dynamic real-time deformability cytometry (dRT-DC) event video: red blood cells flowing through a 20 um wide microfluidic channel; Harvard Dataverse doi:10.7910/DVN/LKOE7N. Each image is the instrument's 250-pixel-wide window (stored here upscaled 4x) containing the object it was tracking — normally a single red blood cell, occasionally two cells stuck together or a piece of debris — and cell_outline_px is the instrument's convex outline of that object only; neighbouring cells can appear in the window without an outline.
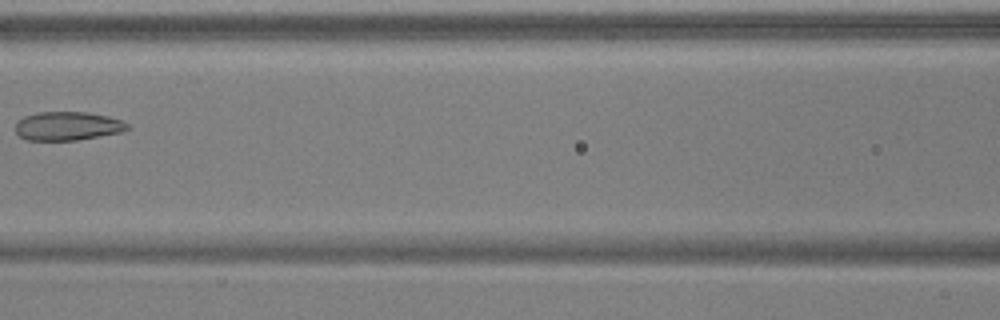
{"species": "common noctule bat (a hibernating species)", "species_latin": "Nyctalus noctula", "temperature_condition": "warm", "stored_images_in_passage": 8, "camera_frame_rate_fps": 3000, "um_per_image_px": 0.085, "animal": {"sex": "male", "body_mass_g": 17.9, "forearm_length_mm": 54.2}, "frame": {"image": 1, "passage_image": 7, "time_ms": 2.0, "image_size_px": [1000, 320], "cell_outline_px": [[128, 128], [120, 132], [76, 140], [24, 140], [16, 132], [16, 124], [24, 116], [36, 112], [88, 112], [108, 116], [120, 120], [128, 124]], "centroid_in_image_um": [5.71, 10.71], "position_along_channel_um": 160.9, "area_um2": 18.55}}
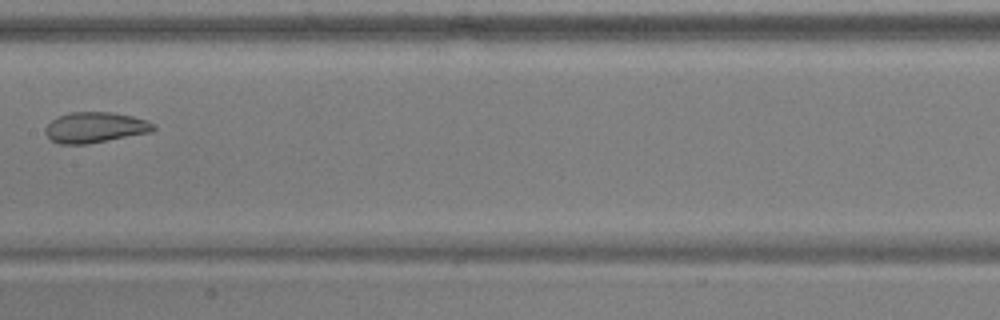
{"frame": {"image": 2, "passage_image": 8, "time_ms": 2.333, "image_size_px": [1000, 320], "cell_outline_px": [[156, 128], [152, 132], [88, 144], [60, 144], [52, 140], [44, 132], [44, 128], [52, 120], [60, 116], [72, 112], [112, 112], [132, 116], [148, 120], [156, 124]], "centroid_in_image_um": [8.13, 10.83], "position_along_channel_um": 199.3, "area_um2": 19.36}}